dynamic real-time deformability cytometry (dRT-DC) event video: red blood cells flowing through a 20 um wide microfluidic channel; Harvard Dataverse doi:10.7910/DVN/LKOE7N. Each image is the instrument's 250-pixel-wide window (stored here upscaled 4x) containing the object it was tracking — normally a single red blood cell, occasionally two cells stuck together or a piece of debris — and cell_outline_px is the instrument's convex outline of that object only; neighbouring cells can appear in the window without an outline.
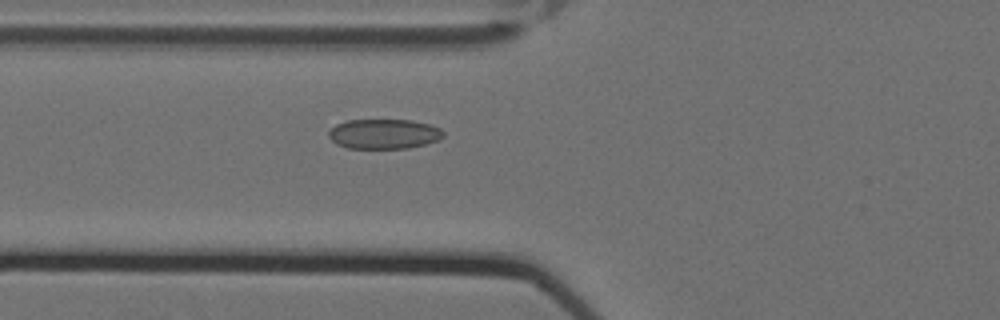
{"species": "Egyptian fruit bat (a non-hibernating species)", "species_latin": "Rousettus aegyptiacus", "temperature_condition": "cold", "stored_images_in_passage": 14, "camera_frame_rate_fps": 3000, "um_per_image_px": 0.085, "animal": {"sex": "female"}, "frame": {"image": 1, "passage_image": 10, "time_ms": 3.0, "image_size_px": [1000, 320], "cell_outline_px": [[444, 136], [436, 140], [424, 144], [408, 148], [348, 148], [336, 144], [328, 136], [328, 132], [336, 124], [348, 120], [412, 120], [428, 124], [440, 128], [444, 132]], "centroid_in_image_um": [32.61, 11.38], "position_along_channel_um": 93.2, "area_um2": 19.83}}
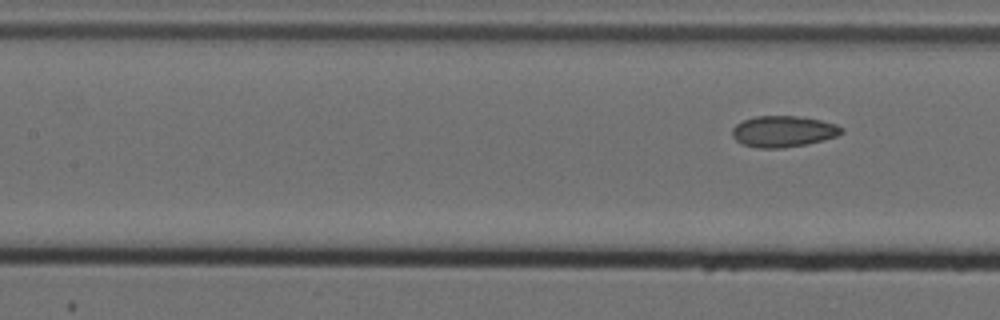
{"frame": {"image": 2, "passage_image": 14, "time_ms": 4.333, "image_size_px": [1000, 320], "cell_outline_px": [[844, 132], [836, 136], [824, 140], [804, 144], [780, 148], [756, 148], [744, 144], [736, 140], [732, 136], [732, 128], [736, 124], [744, 120], [756, 116], [796, 116], [820, 120], [836, 124], [844, 128]], "centroid_in_image_um": [66.58, 11.17], "position_along_channel_um": 140.8, "area_um2": 19.77}}